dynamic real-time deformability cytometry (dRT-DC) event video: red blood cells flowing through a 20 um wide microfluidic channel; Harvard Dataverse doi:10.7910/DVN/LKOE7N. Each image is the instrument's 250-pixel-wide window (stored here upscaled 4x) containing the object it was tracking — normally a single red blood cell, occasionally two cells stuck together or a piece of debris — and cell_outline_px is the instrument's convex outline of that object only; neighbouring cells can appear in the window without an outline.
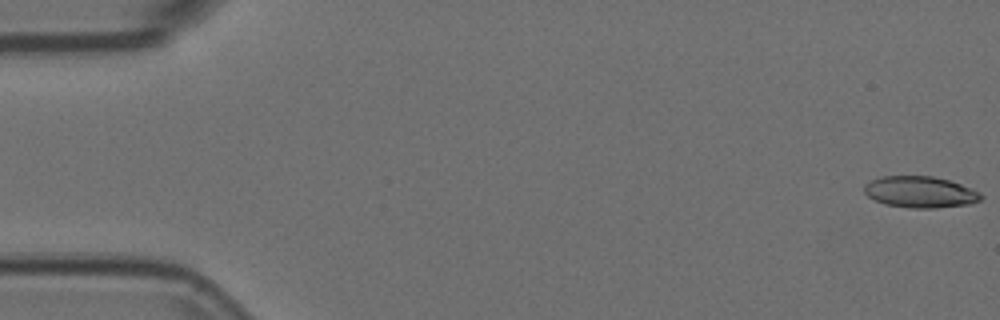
{"species": "Egyptian fruit bat (a non-hibernating species)", "species_latin": "Rousettus aegyptiacus", "temperature_condition": "room temperature", "stored_images_in_passage": 55, "camera_frame_rate_fps": 3000, "um_per_image_px": 0.085, "animal": {"sex": "female"}, "frame": {"image": 1, "passage_image": 1, "time_ms": 0.0, "image_size_px": [1000, 320], "cell_outline_px": [[984, 196], [980, 200], [968, 204], [936, 208], [912, 208], [884, 204], [868, 196], [864, 192], [864, 184], [880, 176], [932, 176], [948, 180], [960, 184], [980, 192]], "centroid_in_image_um": [78.2, 16.32], "position_along_channel_um": 6.8, "area_um2": 21.27}}
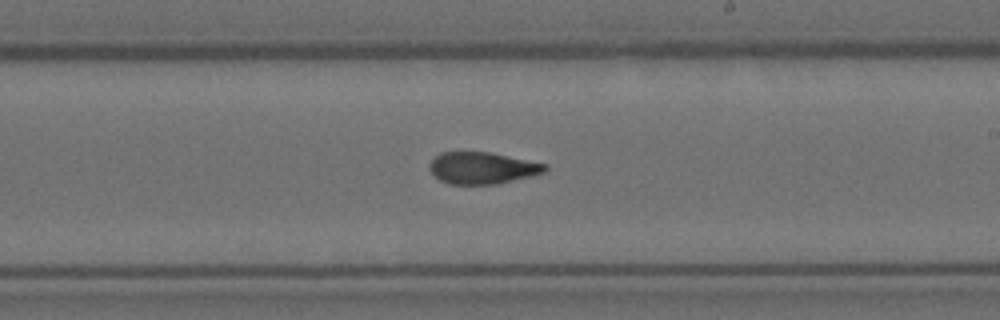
{"frame": {"image": 2, "passage_image": 32, "time_ms": 10.333, "image_size_px": [1000, 320], "cell_outline_px": [[548, 168], [544, 172], [496, 184], [448, 184], [440, 180], [428, 168], [428, 164], [440, 152], [492, 152], [548, 164]], "centroid_in_image_um": [40.98, 14.26], "position_along_channel_um": 248.0, "area_um2": 21.33}}
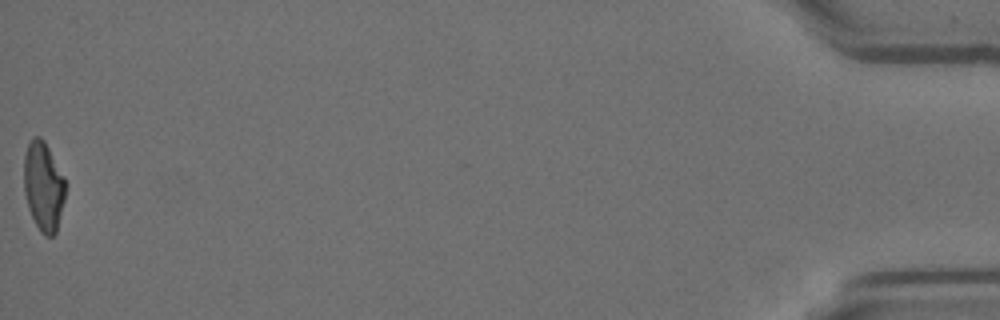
{"frame": {"image": 3, "passage_image": 55, "time_ms": 18.0, "image_size_px": [1000, 320], "cell_outline_px": [[68, 184], [56, 232], [52, 236], [44, 236], [40, 232], [28, 208], [24, 192], [24, 156], [28, 144], [32, 136], [40, 136], [44, 140], [64, 176]], "centroid_in_image_um": [3.7, 15.82], "position_along_channel_um": 431.5, "area_um2": 21.79}, "authors_computed_cell_mechanics": {"area_um2": 22.0796, "velocity_mm_per_s": 3.7223, "shape_relaxation_time_tau1_ms": 8.7096, "shape_relaxation_time_tau2_ms": 1.8842, "deformation_change_tau1": 0.2405, "deformation_change_tau2": 0.0841}}